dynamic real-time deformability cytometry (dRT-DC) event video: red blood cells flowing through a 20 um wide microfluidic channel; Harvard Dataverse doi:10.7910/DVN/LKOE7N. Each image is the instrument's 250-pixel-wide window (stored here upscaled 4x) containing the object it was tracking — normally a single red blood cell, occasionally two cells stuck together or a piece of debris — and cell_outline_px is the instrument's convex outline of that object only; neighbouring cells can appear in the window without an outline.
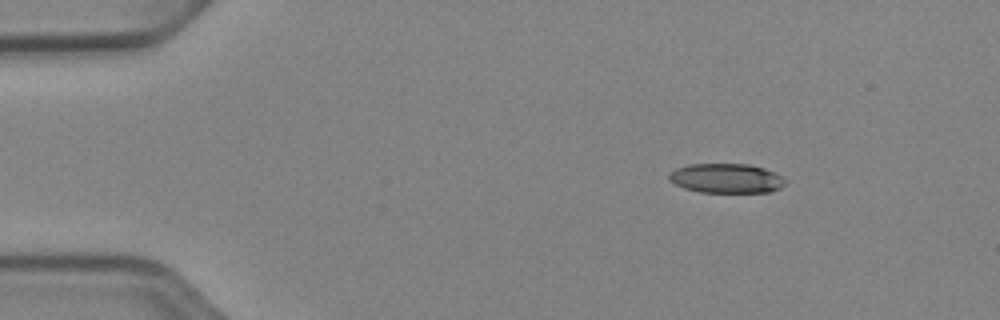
{"species": "Egyptian fruit bat (a non-hibernating species)", "species_latin": "Rousettus aegyptiacus", "temperature_condition": "cold", "stored_images_in_passage": 45, "camera_frame_rate_fps": 3000, "um_per_image_px": 0.085, "animal": {"sex": "female"}, "frame": {"image": 1, "passage_image": 1, "time_ms": 0.0, "image_size_px": [1000, 320], "cell_outline_px": [[788, 184], [772, 192], [700, 192], [684, 188], [668, 180], [668, 172], [676, 168], [688, 164], [748, 164], [764, 168], [788, 180]], "centroid_in_image_um": [61.74, 15.16], "position_along_channel_um": 23.3, "area_um2": 20.17}}
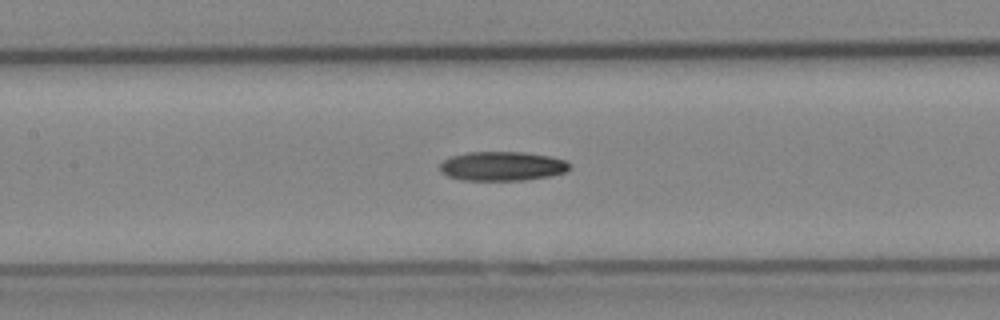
{"frame": {"image": 2, "passage_image": 18, "time_ms": 5.667, "image_size_px": [1000, 320], "cell_outline_px": [[568, 168], [564, 172], [552, 176], [524, 180], [464, 180], [448, 176], [440, 172], [440, 164], [444, 160], [452, 156], [468, 152], [524, 152], [548, 156], [564, 160], [568, 164]], "centroid_in_image_um": [42.65, 14.12], "position_along_channel_um": 164.7, "area_um2": 21.91}}
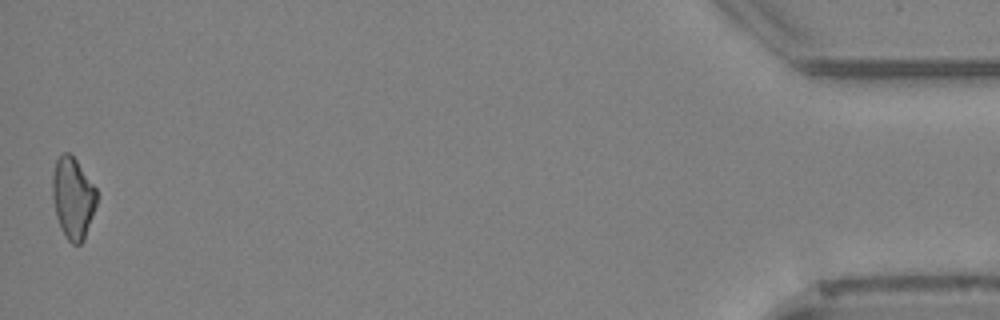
{"frame": {"image": 3, "passage_image": 45, "time_ms": 14.667, "image_size_px": [1000, 320], "cell_outline_px": [[96, 204], [84, 240], [80, 244], [72, 244], [68, 240], [60, 228], [56, 216], [52, 196], [52, 172], [56, 160], [64, 152], [68, 152], [76, 160], [96, 188]], "centroid_in_image_um": [6.18, 16.83], "position_along_channel_um": 429.0, "area_um2": 20.87}, "authors_computed_cell_mechanics": {"area_um2": 21.675, "velocity_mm_per_s": 3.9513, "shape_relaxation_time_tau1_ms": 7.8532, "shape_relaxation_time_tau2_ms": null, "deformation_change_tau1": 0.1883, "deformation_change_tau2": null}}